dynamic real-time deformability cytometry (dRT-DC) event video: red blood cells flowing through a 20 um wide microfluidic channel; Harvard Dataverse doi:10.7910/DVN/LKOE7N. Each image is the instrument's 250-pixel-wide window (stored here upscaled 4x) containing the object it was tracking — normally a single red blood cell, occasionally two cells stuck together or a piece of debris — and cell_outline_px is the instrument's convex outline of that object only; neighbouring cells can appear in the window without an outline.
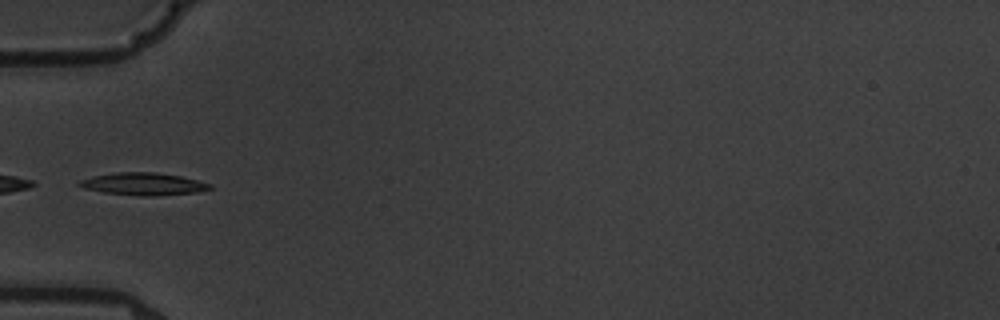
{"species": "common noctule bat (a hibernating species)", "species_latin": "Nyctalus noctula", "temperature_condition": "warm", "stored_images_in_passage": 15, "camera_frame_rate_fps": 3000, "um_per_image_px": 0.085, "animal": {"sex": "male", "body_mass_g": 19.5, "forearm_length_mm": 54.6}, "frame": {"image": 1, "passage_image": 5, "time_ms": 5.667, "image_size_px": [1000, 320], "cell_outline_px": [[212, 188], [200, 192], [152, 196], [140, 196], [104, 192], [84, 188], [76, 184], [80, 180], [92, 176], [116, 172], [156, 172], [180, 176], [212, 184]], "centroid_in_image_um": [12.19, 15.63], "position_along_channel_um": 72.8, "area_um2": 17.05}}
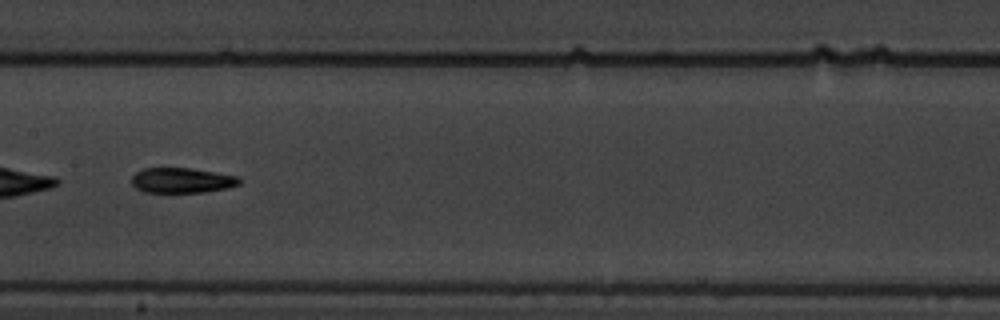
{"frame": {"image": 2, "passage_image": 8, "time_ms": 9.0, "image_size_px": [1000, 320], "cell_outline_px": [[240, 184], [228, 188], [204, 192], [144, 192], [136, 188], [132, 184], [132, 176], [136, 172], [144, 168], [192, 168], [240, 176]], "centroid_in_image_um": [15.49, 15.32], "position_along_channel_um": 191.9, "area_um2": 15.9}}
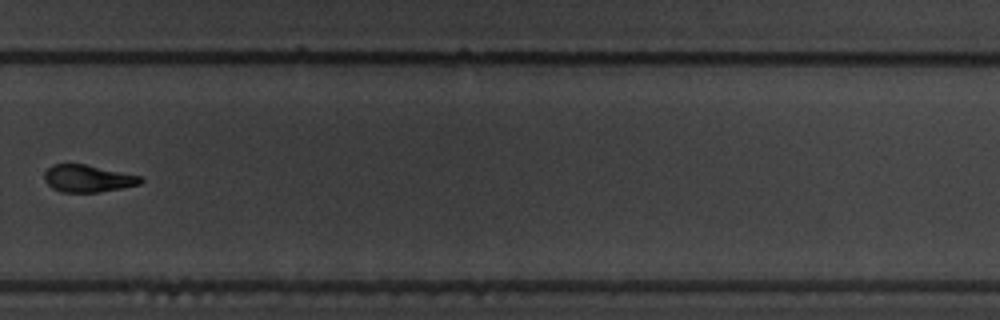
{"frame": {"image": 3, "passage_image": 11, "time_ms": 12.667, "image_size_px": [1000, 320], "cell_outline_px": [[144, 180], [140, 184], [100, 192], [60, 192], [52, 188], [44, 180], [44, 172], [52, 164], [84, 164], [144, 176]], "centroid_in_image_um": [7.48, 15.17], "position_along_channel_um": 322.3, "area_um2": 15.37}, "authors_computed_cell_mechanics": {"area_um2": 15.895, "velocity_mm_per_s": 3.5771, "shape_relaxation_time_tau1_ms": 2.9651, "shape_relaxation_time_tau2_ms": 4.6425, "deformation_change_tau1": 0.1479, "deformation_change_tau2": 0.1307}}